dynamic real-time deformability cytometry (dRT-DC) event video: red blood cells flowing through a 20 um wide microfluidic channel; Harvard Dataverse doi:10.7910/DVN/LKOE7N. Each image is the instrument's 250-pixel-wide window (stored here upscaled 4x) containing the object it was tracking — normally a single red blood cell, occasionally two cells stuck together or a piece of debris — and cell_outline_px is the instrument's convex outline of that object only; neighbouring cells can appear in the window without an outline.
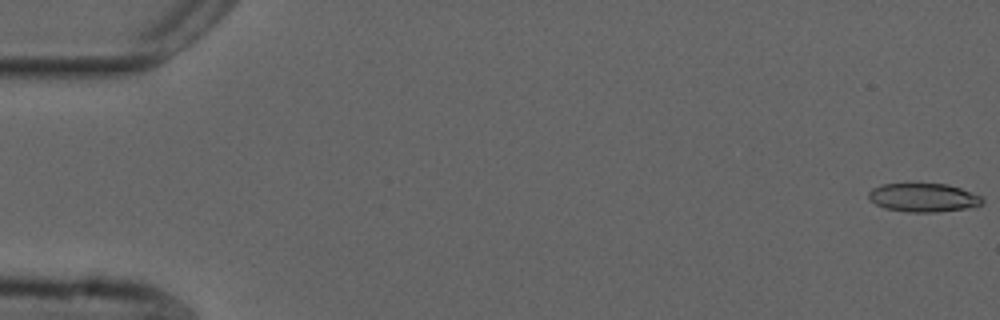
{"species": "common noctule bat (a hibernating species)", "species_latin": "Nyctalus noctula", "temperature_condition": "cold", "stored_images_in_passage": 55, "camera_frame_rate_fps": 3000, "um_per_image_px": 0.085, "animal": {"sex": "male", "forearm_length_mm": 52.5}, "frame": {"image": 1, "passage_image": 1, "time_ms": 0.0, "image_size_px": [1000, 320], "cell_outline_px": [[984, 204], [964, 208], [936, 212], [908, 212], [884, 208], [868, 200], [868, 192], [872, 188], [880, 184], [948, 184], [960, 188], [980, 196], [984, 200]], "centroid_in_image_um": [78.44, 16.79], "position_along_channel_um": 6.6, "area_um2": 18.9}}
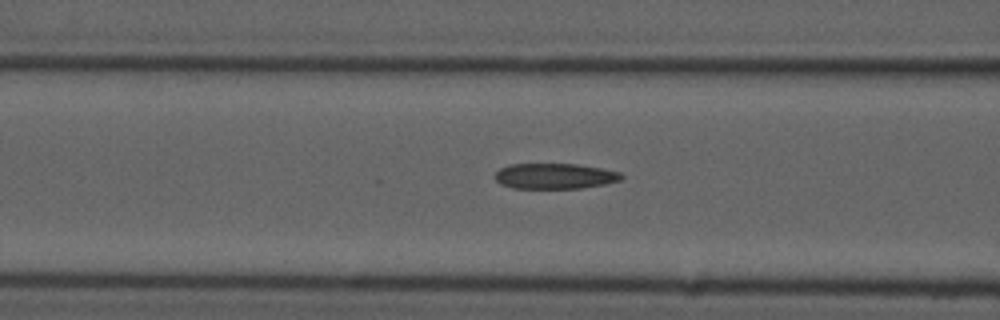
{"frame": {"image": 2, "passage_image": 22, "time_ms": 7.0, "image_size_px": [1000, 320], "cell_outline_px": [[624, 176], [620, 180], [604, 184], [584, 188], [512, 188], [500, 184], [492, 176], [500, 168], [508, 164], [576, 164], [600, 168], [620, 172]], "centroid_in_image_um": [47.11, 14.97], "position_along_channel_um": 119.5, "area_um2": 18.9}}
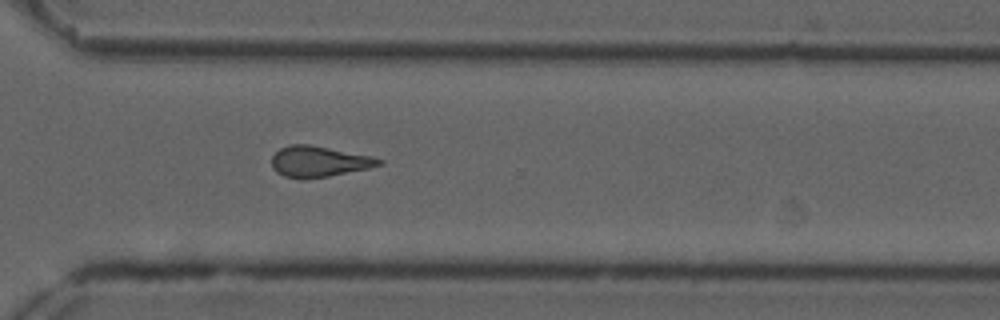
{"frame": {"image": 3, "passage_image": 40, "time_ms": 13.0, "image_size_px": [1000, 320], "cell_outline_px": [[384, 164], [368, 168], [328, 176], [304, 180], [284, 176], [276, 172], [272, 168], [272, 156], [280, 148], [288, 144], [308, 144], [372, 156], [384, 160]], "centroid_in_image_um": [27.09, 13.73], "position_along_channel_um": 343.5, "area_um2": 19.36}, "authors_computed_cell_mechanics": {"area_um2": 19.1896, "velocity_mm_per_s": 3.7424, "shape_relaxation_time_tau1_ms": null, "shape_relaxation_time_tau2_ms": 4.5779, "deformation_change_tau1": null, "deformation_change_tau2": 0.1352}}